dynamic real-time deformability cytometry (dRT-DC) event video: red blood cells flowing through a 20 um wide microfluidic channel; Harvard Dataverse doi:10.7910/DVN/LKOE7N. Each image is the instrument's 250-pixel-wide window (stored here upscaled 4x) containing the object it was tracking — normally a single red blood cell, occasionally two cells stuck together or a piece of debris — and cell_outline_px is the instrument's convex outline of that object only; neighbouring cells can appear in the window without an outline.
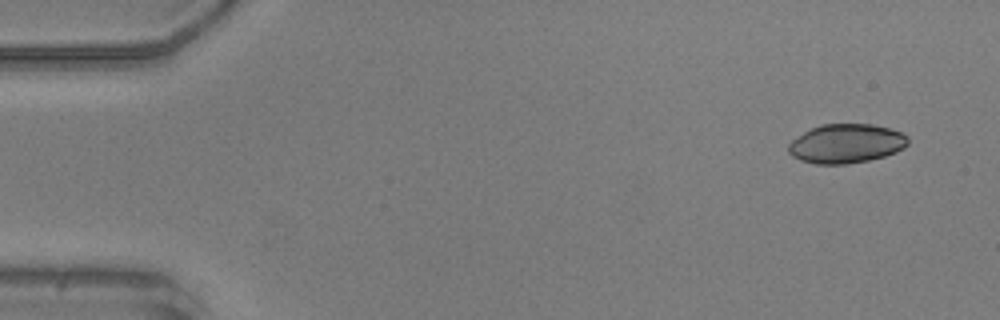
{"species": "common noctule bat (a hibernating species)", "species_latin": "Nyctalus noctula", "temperature_condition": "warm", "stored_images_in_passage": 12, "camera_frame_rate_fps": 3000, "um_per_image_px": 0.085, "animal": {"sex": "male", "body_mass_g": 20.5, "forearm_length_mm": 52.5}, "frame": {"image": 1, "passage_image": 1, "time_ms": 0.0, "image_size_px": [1000, 320], "cell_outline_px": [[908, 144], [904, 148], [896, 152], [884, 156], [868, 160], [848, 164], [816, 164], [800, 160], [792, 156], [788, 152], [788, 144], [796, 136], [820, 124], [872, 124], [892, 128], [908, 136]], "centroid_in_image_um": [71.92, 12.2], "position_along_channel_um": 13.1, "area_um2": 27.46}}